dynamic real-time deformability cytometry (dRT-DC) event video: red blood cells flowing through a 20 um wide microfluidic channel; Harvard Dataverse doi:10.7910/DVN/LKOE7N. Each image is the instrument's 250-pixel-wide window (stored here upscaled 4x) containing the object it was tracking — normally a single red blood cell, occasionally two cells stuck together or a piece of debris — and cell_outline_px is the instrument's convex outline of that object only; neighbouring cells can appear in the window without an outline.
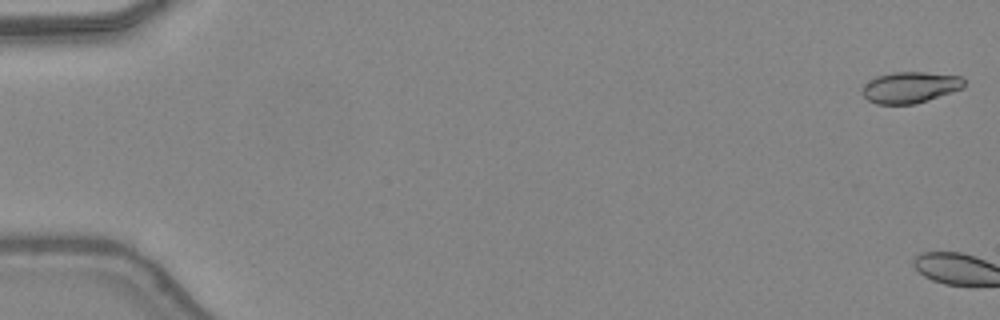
{"species": "common noctule bat (a hibernating species)", "species_latin": "Nyctalus noctula", "temperature_condition": "warm", "stored_images_in_passage": 3, "camera_frame_rate_fps": 3000, "um_per_image_px": 0.085, "animal": {"sex": "female", "body_mass_g": 24.6, "forearm_length_mm": 56.2}, "frame": {"image": 1, "passage_image": 1, "time_ms": 0.0, "image_size_px": [1000, 320], "cell_outline_px": [[964, 88], [916, 104], [876, 104], [868, 100], [860, 92], [860, 88], [864, 84], [876, 76], [892, 72], [924, 72], [960, 76], [964, 80]], "centroid_in_image_um": [77.32, 7.43], "position_along_channel_um": 7.7, "area_um2": 18.67}}